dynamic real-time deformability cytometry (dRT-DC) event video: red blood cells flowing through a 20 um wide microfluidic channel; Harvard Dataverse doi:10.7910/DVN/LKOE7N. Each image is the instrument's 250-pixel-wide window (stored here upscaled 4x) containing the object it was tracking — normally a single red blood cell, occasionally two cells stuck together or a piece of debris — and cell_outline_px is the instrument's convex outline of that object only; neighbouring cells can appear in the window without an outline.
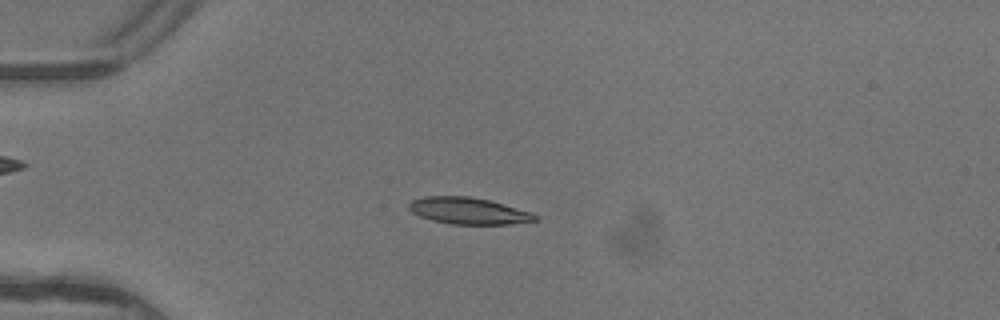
{"species": "common noctule bat (a hibernating species)", "species_latin": "Nyctalus noctula", "temperature_condition": "warm", "stored_images_in_passage": 6, "camera_frame_rate_fps": 3000, "um_per_image_px": 0.085, "animal": {"sex": "female"}, "frame": {"image": 1, "passage_image": 4, "time_ms": 1.0, "image_size_px": [1000, 320], "cell_outline_px": [[540, 220], [512, 224], [452, 224], [432, 220], [420, 216], [412, 212], [408, 208], [408, 204], [412, 200], [424, 196], [468, 196], [488, 200], [532, 212], [540, 216]], "centroid_in_image_um": [39.85, 17.92], "position_along_channel_um": 45.2, "area_um2": 19.65}}
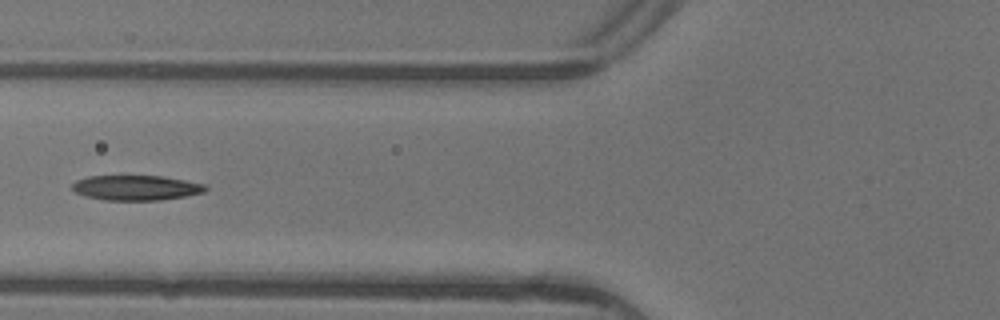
{"frame": {"image": 2, "passage_image": 6, "time_ms": 1.667, "image_size_px": [1000, 320], "cell_outline_px": [[208, 188], [204, 192], [184, 196], [160, 200], [104, 200], [84, 196], [76, 192], [72, 188], [72, 184], [76, 180], [88, 176], [164, 176], [204, 184]], "centroid_in_image_um": [11.55, 15.96], "position_along_channel_um": 114.3, "area_um2": 19.36}}